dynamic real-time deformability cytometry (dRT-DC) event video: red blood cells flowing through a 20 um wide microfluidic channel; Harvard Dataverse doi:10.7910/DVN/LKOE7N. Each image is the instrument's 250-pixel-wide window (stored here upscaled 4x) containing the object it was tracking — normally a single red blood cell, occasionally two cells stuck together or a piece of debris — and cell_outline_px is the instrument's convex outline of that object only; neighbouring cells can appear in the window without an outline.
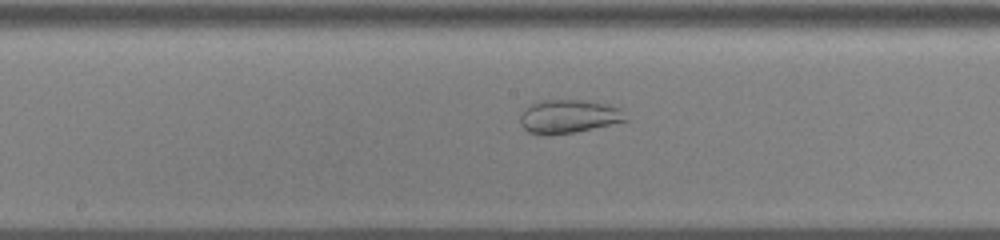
{"species": "common noctule bat (a hibernating species)", "species_latin": "Nyctalus noctula", "temperature_condition": "cold", "stored_images_in_passage": 38, "camera_frame_rate_fps": 3000, "um_per_image_px": 0.085, "animal": {"sex": "male", "body_mass_g": 13.0, "forearm_length_mm": 53.1}, "frame": {"image": 1, "passage_image": 12, "time_ms": 3.667, "image_size_px": [1000, 240], "cell_outline_px": [[628, 120], [572, 132], [548, 136], [544, 136], [528, 132], [520, 124], [520, 116], [524, 108], [540, 100], [580, 100], [604, 104], [620, 108]], "centroid_in_image_um": [48.25, 9.9], "position_along_channel_um": 199.9, "area_um2": 20.35}}
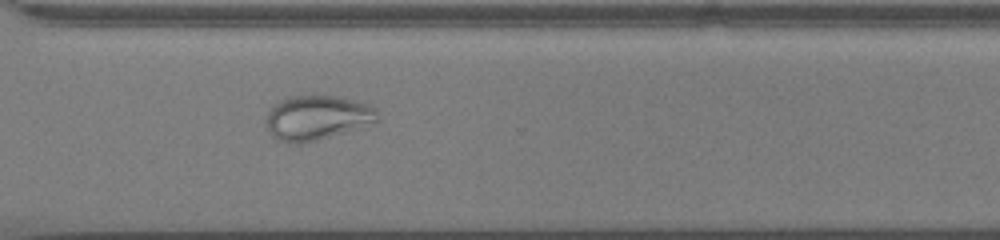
{"frame": {"image": 2, "passage_image": 24, "time_ms": 7.667, "image_size_px": [1000, 240], "cell_outline_px": [[376, 124], [316, 140], [300, 144], [288, 144], [276, 140], [272, 136], [268, 128], [268, 112], [280, 100], [288, 96], [340, 96], [368, 104], [376, 108]], "centroid_in_image_um": [26.97, 10.02], "position_along_channel_um": 343.6, "area_um2": 28.96}}
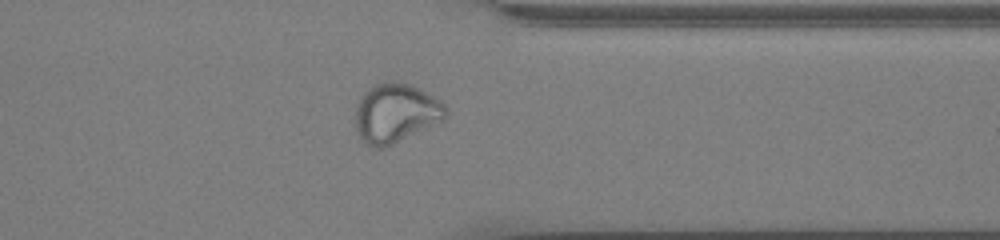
{"frame": {"image": 3, "passage_image": 27, "time_ms": 8.667, "image_size_px": [1000, 240], "cell_outline_px": [[448, 116], [444, 120], [384, 148], [376, 148], [364, 144], [356, 128], [356, 104], [360, 96], [368, 88], [376, 84], [388, 80], [392, 80], [408, 84], [440, 100], [448, 108]], "centroid_in_image_um": [33.63, 9.61], "position_along_channel_um": 377.8, "area_um2": 31.21}, "authors_computed_cell_mechanics": {"area_um2": 27.3105, "velocity_mm_per_s": 3.6113, "shape_relaxation_time_tau1_ms": null, "shape_relaxation_time_tau2_ms": 1.5667, "deformation_change_tau1": null, "deformation_change_tau2": 0.0634}}